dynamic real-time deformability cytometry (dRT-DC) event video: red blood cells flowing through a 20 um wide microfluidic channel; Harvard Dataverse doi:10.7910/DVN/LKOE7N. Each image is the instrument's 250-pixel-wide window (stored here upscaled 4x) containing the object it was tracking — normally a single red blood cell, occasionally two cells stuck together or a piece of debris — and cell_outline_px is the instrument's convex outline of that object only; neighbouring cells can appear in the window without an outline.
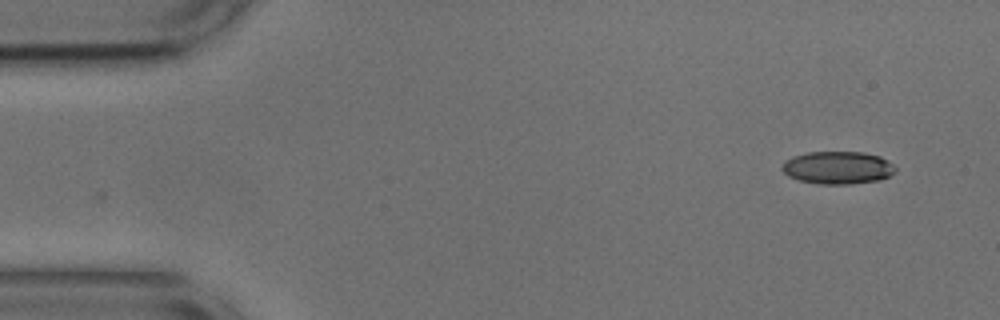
{"species": "common noctule bat (a hibernating species)", "species_latin": "Nyctalus noctula", "temperature_condition": "cold", "stored_images_in_passage": 51, "camera_frame_rate_fps": 3000, "um_per_image_px": 0.085, "animal": {"sex": "male", "body_mass_g": 17.9, "forearm_length_mm": 54.2}, "frame": {"image": 1, "passage_image": 1, "time_ms": 0.0, "image_size_px": [1000, 320], "cell_outline_px": [[896, 172], [880, 180], [852, 184], [820, 184], [800, 180], [788, 176], [780, 168], [784, 160], [792, 156], [808, 152], [864, 152], [880, 156], [892, 164], [896, 168]], "centroid_in_image_um": [71.19, 14.25], "position_along_channel_um": 13.8, "area_um2": 21.73}}
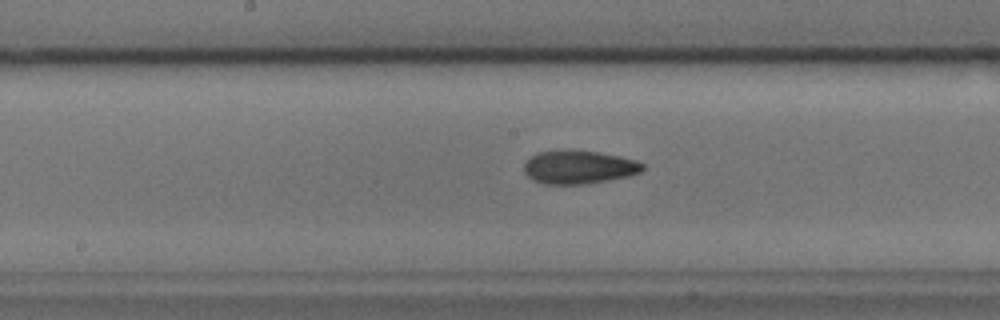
{"frame": {"image": 2, "passage_image": 24, "time_ms": 7.667, "image_size_px": [1000, 320], "cell_outline_px": [[644, 168], [640, 172], [628, 176], [608, 180], [584, 184], [544, 184], [532, 180], [524, 172], [524, 164], [536, 152], [572, 148], [600, 152], [620, 156], [636, 160], [644, 164]], "centroid_in_image_um": [49.19, 14.18], "position_along_channel_um": 199.0, "area_um2": 23.47}}
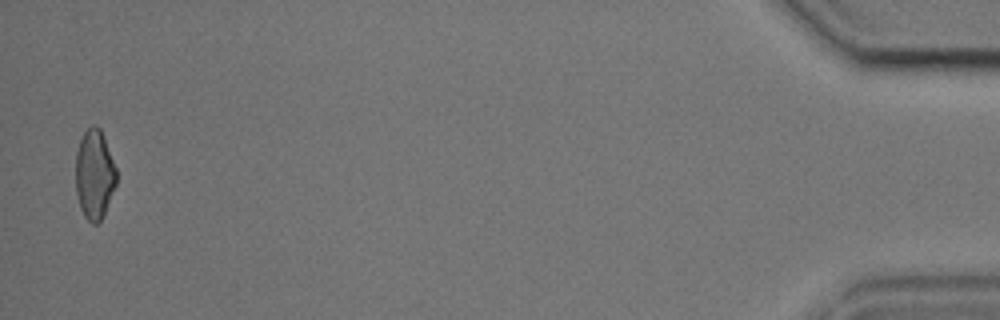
{"frame": {"image": 3, "passage_image": 50, "time_ms": 16.333, "image_size_px": [1000, 320], "cell_outline_px": [[116, 184], [104, 216], [96, 224], [92, 224], [84, 216], [80, 208], [76, 192], [76, 152], [80, 140], [84, 132], [92, 124], [96, 124], [100, 128], [104, 136], [116, 168]], "centroid_in_image_um": [8.03, 14.83], "position_along_channel_um": 427.2, "area_um2": 21.39}, "authors_computed_cell_mechanics": {"area_um2": 22.0218, "velocity_mm_per_s": 3.6945, "shape_relaxation_time_tau1_ms": 5.6017, "shape_relaxation_time_tau2_ms": 5.0002, "deformation_change_tau1": 0.1386, "deformation_change_tau2": 0.1213}}